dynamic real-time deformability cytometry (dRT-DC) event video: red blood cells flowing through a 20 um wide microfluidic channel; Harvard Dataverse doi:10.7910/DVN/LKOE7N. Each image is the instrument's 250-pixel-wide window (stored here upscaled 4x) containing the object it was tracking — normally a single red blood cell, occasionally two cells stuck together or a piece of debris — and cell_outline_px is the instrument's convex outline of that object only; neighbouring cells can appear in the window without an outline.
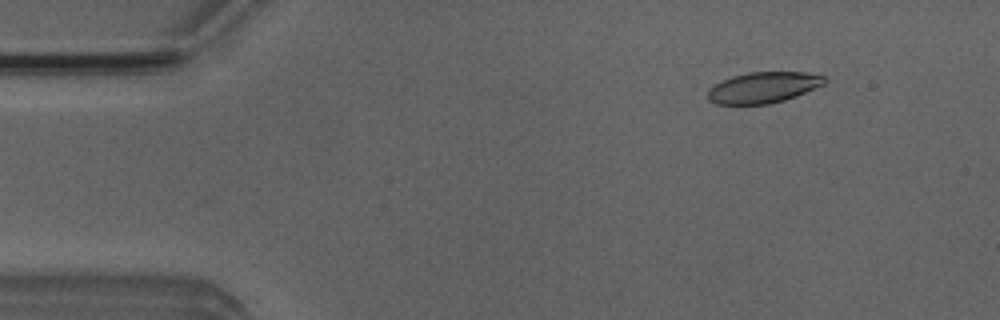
{"species": "Egyptian fruit bat (a non-hibernating species)", "species_latin": "Rousettus aegyptiacus", "temperature_condition": "room temperature", "stored_images_in_passage": 46, "camera_frame_rate_fps": 3000, "um_per_image_px": 0.085, "animal": {"sex": "male"}, "frame": {"image": 1, "passage_image": 1, "time_ms": 0.0, "image_size_px": [1000, 320], "cell_outline_px": [[828, 80], [824, 84], [796, 96], [784, 100], [768, 104], [716, 104], [708, 100], [708, 88], [732, 76], [748, 72], [804, 72], [824, 76]], "centroid_in_image_um": [64.88, 7.43], "position_along_channel_um": 20.1, "area_um2": 20.98}}
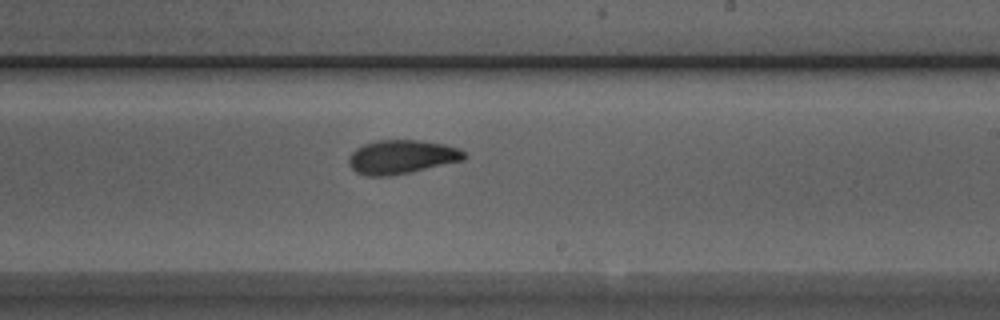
{"frame": {"image": 2, "passage_image": 25, "time_ms": 8.0, "image_size_px": [1000, 320], "cell_outline_px": [[468, 156], [464, 160], [408, 172], [388, 176], [368, 176], [356, 172], [348, 164], [348, 156], [356, 148], [364, 144], [376, 140], [420, 140], [444, 144], [460, 148]], "centroid_in_image_um": [34.13, 13.32], "position_along_channel_um": 254.9, "area_um2": 22.77}}
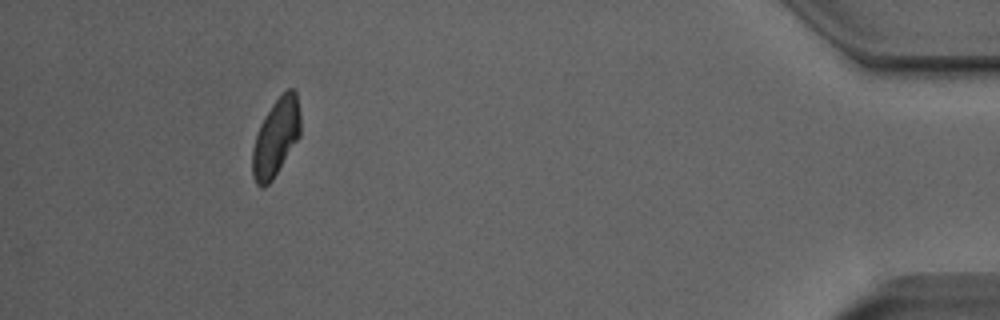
{"frame": {"image": 3, "passage_image": 42, "time_ms": 13.667, "image_size_px": [1000, 320], "cell_outline_px": [[300, 136], [272, 180], [264, 188], [260, 188], [256, 184], [252, 176], [252, 148], [260, 124], [264, 116], [272, 104], [288, 88], [292, 88], [296, 92], [300, 112]], "centroid_in_image_um": [23.44, 11.7], "position_along_channel_um": 411.8, "area_um2": 21.73}, "authors_computed_cell_mechanics": {"area_um2": 22.542, "velocity_mm_per_s": 3.9635, "shape_relaxation_time_tau1_ms": 4.5824, "shape_relaxation_time_tau2_ms": 2.154, "deformation_change_tau1": 0.1469, "deformation_change_tau2": 0.0728}}